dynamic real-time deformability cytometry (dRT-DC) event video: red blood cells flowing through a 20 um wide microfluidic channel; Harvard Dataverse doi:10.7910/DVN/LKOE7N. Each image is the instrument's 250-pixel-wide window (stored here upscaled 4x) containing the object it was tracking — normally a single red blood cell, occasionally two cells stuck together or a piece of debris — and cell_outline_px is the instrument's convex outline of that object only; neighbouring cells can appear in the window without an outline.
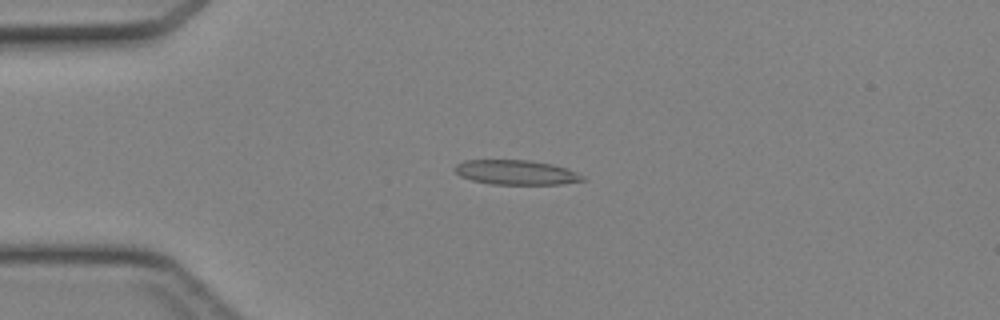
{"species": "Egyptian fruit bat (a non-hibernating species)", "species_latin": "Rousettus aegyptiacus", "temperature_condition": "cold", "stored_images_in_passage": 32, "camera_frame_rate_fps": 3000, "um_per_image_px": 0.085, "animal": {"sex": "female"}, "frame": {"image": 1, "passage_image": 3, "time_ms": 0.667, "image_size_px": [1000, 320], "cell_outline_px": [[584, 180], [560, 184], [492, 184], [472, 180], [460, 176], [452, 168], [456, 164], [464, 160], [528, 160], [552, 164], [568, 168], [584, 176]], "centroid_in_image_um": [43.84, 14.64], "position_along_channel_um": 41.2, "area_um2": 18.32}}
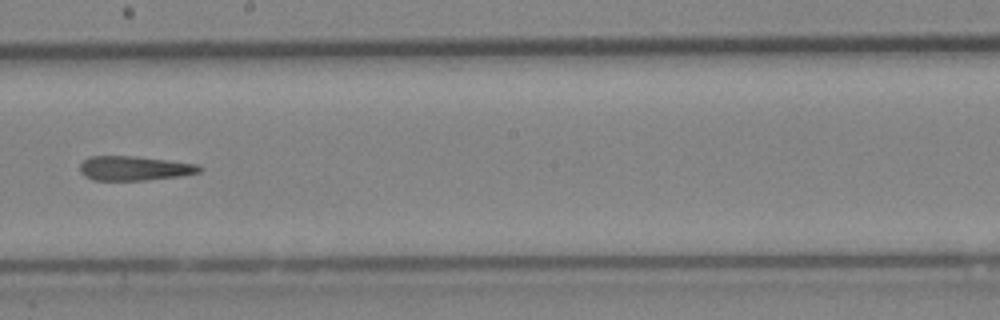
{"frame": {"image": 2, "passage_image": 18, "time_ms": 5.667, "image_size_px": [1000, 320], "cell_outline_px": [[204, 168], [200, 172], [180, 176], [144, 180], [92, 180], [84, 176], [80, 172], [80, 164], [88, 156], [136, 156], [200, 164]], "centroid_in_image_um": [11.44, 14.3], "position_along_channel_um": 236.8, "area_um2": 17.17}}
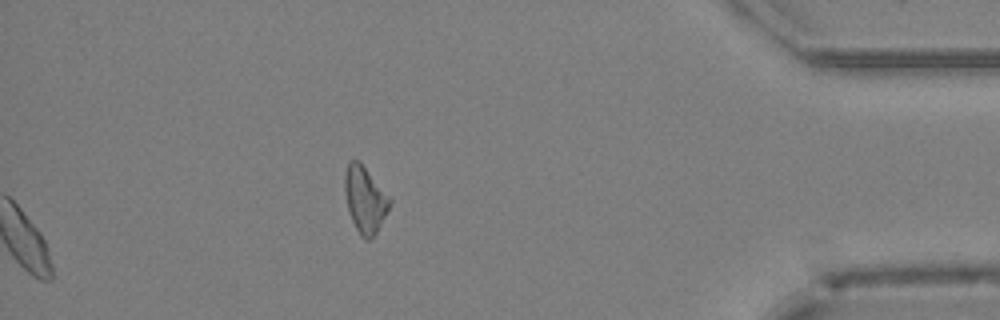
{"frame": {"image": 3, "passage_image": 32, "time_ms": 10.333, "image_size_px": [1000, 320], "cell_outline_px": [[392, 200], [376, 232], [368, 240], [364, 240], [360, 236], [348, 212], [344, 192], [344, 176], [348, 160], [360, 160]], "centroid_in_image_um": [30.98, 16.92], "position_along_channel_um": 404.2, "area_um2": 17.34}}